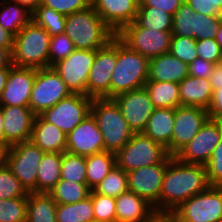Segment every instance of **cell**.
Returning a JSON list of instances; mask_svg holds the SVG:
<instances>
[{
    "instance_id": "obj_1",
    "label": "cell",
    "mask_w": 222,
    "mask_h": 222,
    "mask_svg": "<svg viewBox=\"0 0 222 222\" xmlns=\"http://www.w3.org/2000/svg\"><path fill=\"white\" fill-rule=\"evenodd\" d=\"M209 187L205 165L183 163L170 156L159 197V213H171L181 203Z\"/></svg>"
},
{
    "instance_id": "obj_2",
    "label": "cell",
    "mask_w": 222,
    "mask_h": 222,
    "mask_svg": "<svg viewBox=\"0 0 222 222\" xmlns=\"http://www.w3.org/2000/svg\"><path fill=\"white\" fill-rule=\"evenodd\" d=\"M64 33L81 50L101 49L116 36L92 5L66 16Z\"/></svg>"
},
{
    "instance_id": "obj_3",
    "label": "cell",
    "mask_w": 222,
    "mask_h": 222,
    "mask_svg": "<svg viewBox=\"0 0 222 222\" xmlns=\"http://www.w3.org/2000/svg\"><path fill=\"white\" fill-rule=\"evenodd\" d=\"M50 39L47 31L31 20L14 36L12 65L34 69L48 68Z\"/></svg>"
},
{
    "instance_id": "obj_4",
    "label": "cell",
    "mask_w": 222,
    "mask_h": 222,
    "mask_svg": "<svg viewBox=\"0 0 222 222\" xmlns=\"http://www.w3.org/2000/svg\"><path fill=\"white\" fill-rule=\"evenodd\" d=\"M91 114L102 133L105 151L116 154L134 134L113 99L94 98Z\"/></svg>"
},
{
    "instance_id": "obj_5",
    "label": "cell",
    "mask_w": 222,
    "mask_h": 222,
    "mask_svg": "<svg viewBox=\"0 0 222 222\" xmlns=\"http://www.w3.org/2000/svg\"><path fill=\"white\" fill-rule=\"evenodd\" d=\"M148 70L149 59L129 49L117 38V62L111 78V99L144 87Z\"/></svg>"
},
{
    "instance_id": "obj_6",
    "label": "cell",
    "mask_w": 222,
    "mask_h": 222,
    "mask_svg": "<svg viewBox=\"0 0 222 222\" xmlns=\"http://www.w3.org/2000/svg\"><path fill=\"white\" fill-rule=\"evenodd\" d=\"M167 149L143 133H134L129 142L116 153V165L126 172L162 163Z\"/></svg>"
},
{
    "instance_id": "obj_7",
    "label": "cell",
    "mask_w": 222,
    "mask_h": 222,
    "mask_svg": "<svg viewBox=\"0 0 222 222\" xmlns=\"http://www.w3.org/2000/svg\"><path fill=\"white\" fill-rule=\"evenodd\" d=\"M116 37L129 49L151 59L170 52L172 31L140 27L134 21L123 26Z\"/></svg>"
},
{
    "instance_id": "obj_8",
    "label": "cell",
    "mask_w": 222,
    "mask_h": 222,
    "mask_svg": "<svg viewBox=\"0 0 222 222\" xmlns=\"http://www.w3.org/2000/svg\"><path fill=\"white\" fill-rule=\"evenodd\" d=\"M171 214L178 222H222V187L210 186L181 203Z\"/></svg>"
},
{
    "instance_id": "obj_9",
    "label": "cell",
    "mask_w": 222,
    "mask_h": 222,
    "mask_svg": "<svg viewBox=\"0 0 222 222\" xmlns=\"http://www.w3.org/2000/svg\"><path fill=\"white\" fill-rule=\"evenodd\" d=\"M44 153L31 140L9 147L6 165L28 192L37 193V169Z\"/></svg>"
},
{
    "instance_id": "obj_10",
    "label": "cell",
    "mask_w": 222,
    "mask_h": 222,
    "mask_svg": "<svg viewBox=\"0 0 222 222\" xmlns=\"http://www.w3.org/2000/svg\"><path fill=\"white\" fill-rule=\"evenodd\" d=\"M71 94L60 75L52 68L35 69L29 107L35 115L55 106Z\"/></svg>"
},
{
    "instance_id": "obj_11",
    "label": "cell",
    "mask_w": 222,
    "mask_h": 222,
    "mask_svg": "<svg viewBox=\"0 0 222 222\" xmlns=\"http://www.w3.org/2000/svg\"><path fill=\"white\" fill-rule=\"evenodd\" d=\"M93 98L80 93H71L55 106L44 110L40 116L68 135L79 123L91 114Z\"/></svg>"
},
{
    "instance_id": "obj_12",
    "label": "cell",
    "mask_w": 222,
    "mask_h": 222,
    "mask_svg": "<svg viewBox=\"0 0 222 222\" xmlns=\"http://www.w3.org/2000/svg\"><path fill=\"white\" fill-rule=\"evenodd\" d=\"M116 62L117 37L115 36L105 47L96 50V56L88 76V97L111 99V78Z\"/></svg>"
},
{
    "instance_id": "obj_13",
    "label": "cell",
    "mask_w": 222,
    "mask_h": 222,
    "mask_svg": "<svg viewBox=\"0 0 222 222\" xmlns=\"http://www.w3.org/2000/svg\"><path fill=\"white\" fill-rule=\"evenodd\" d=\"M95 56L96 50L75 49L52 68L60 75L71 93L87 95L88 76Z\"/></svg>"
},
{
    "instance_id": "obj_14",
    "label": "cell",
    "mask_w": 222,
    "mask_h": 222,
    "mask_svg": "<svg viewBox=\"0 0 222 222\" xmlns=\"http://www.w3.org/2000/svg\"><path fill=\"white\" fill-rule=\"evenodd\" d=\"M222 137V120L208 119L192 140L174 157L187 164L206 165Z\"/></svg>"
},
{
    "instance_id": "obj_15",
    "label": "cell",
    "mask_w": 222,
    "mask_h": 222,
    "mask_svg": "<svg viewBox=\"0 0 222 222\" xmlns=\"http://www.w3.org/2000/svg\"><path fill=\"white\" fill-rule=\"evenodd\" d=\"M170 155L160 164L144 166L128 174V190L150 203L159 213V197Z\"/></svg>"
},
{
    "instance_id": "obj_16",
    "label": "cell",
    "mask_w": 222,
    "mask_h": 222,
    "mask_svg": "<svg viewBox=\"0 0 222 222\" xmlns=\"http://www.w3.org/2000/svg\"><path fill=\"white\" fill-rule=\"evenodd\" d=\"M113 100L134 133H142L155 107L145 87L122 93Z\"/></svg>"
},
{
    "instance_id": "obj_17",
    "label": "cell",
    "mask_w": 222,
    "mask_h": 222,
    "mask_svg": "<svg viewBox=\"0 0 222 222\" xmlns=\"http://www.w3.org/2000/svg\"><path fill=\"white\" fill-rule=\"evenodd\" d=\"M209 119L205 108L179 106L175 108L174 125L171 139V156H175Z\"/></svg>"
},
{
    "instance_id": "obj_18",
    "label": "cell",
    "mask_w": 222,
    "mask_h": 222,
    "mask_svg": "<svg viewBox=\"0 0 222 222\" xmlns=\"http://www.w3.org/2000/svg\"><path fill=\"white\" fill-rule=\"evenodd\" d=\"M66 151L81 156L105 151L102 133L92 114L66 135Z\"/></svg>"
},
{
    "instance_id": "obj_19",
    "label": "cell",
    "mask_w": 222,
    "mask_h": 222,
    "mask_svg": "<svg viewBox=\"0 0 222 222\" xmlns=\"http://www.w3.org/2000/svg\"><path fill=\"white\" fill-rule=\"evenodd\" d=\"M35 69L12 66L0 95V106L29 107Z\"/></svg>"
},
{
    "instance_id": "obj_20",
    "label": "cell",
    "mask_w": 222,
    "mask_h": 222,
    "mask_svg": "<svg viewBox=\"0 0 222 222\" xmlns=\"http://www.w3.org/2000/svg\"><path fill=\"white\" fill-rule=\"evenodd\" d=\"M4 117L5 145L9 147L31 138L36 115L30 107L1 106Z\"/></svg>"
},
{
    "instance_id": "obj_21",
    "label": "cell",
    "mask_w": 222,
    "mask_h": 222,
    "mask_svg": "<svg viewBox=\"0 0 222 222\" xmlns=\"http://www.w3.org/2000/svg\"><path fill=\"white\" fill-rule=\"evenodd\" d=\"M91 5L102 20L117 33L123 26L135 21L139 0H91Z\"/></svg>"
},
{
    "instance_id": "obj_22",
    "label": "cell",
    "mask_w": 222,
    "mask_h": 222,
    "mask_svg": "<svg viewBox=\"0 0 222 222\" xmlns=\"http://www.w3.org/2000/svg\"><path fill=\"white\" fill-rule=\"evenodd\" d=\"M116 222H149L154 207L136 193L127 191L115 198Z\"/></svg>"
},
{
    "instance_id": "obj_23",
    "label": "cell",
    "mask_w": 222,
    "mask_h": 222,
    "mask_svg": "<svg viewBox=\"0 0 222 222\" xmlns=\"http://www.w3.org/2000/svg\"><path fill=\"white\" fill-rule=\"evenodd\" d=\"M189 76L188 64L171 53L162 54L149 59L147 81L180 83Z\"/></svg>"
},
{
    "instance_id": "obj_24",
    "label": "cell",
    "mask_w": 222,
    "mask_h": 222,
    "mask_svg": "<svg viewBox=\"0 0 222 222\" xmlns=\"http://www.w3.org/2000/svg\"><path fill=\"white\" fill-rule=\"evenodd\" d=\"M30 140L45 153L66 151V134L40 115L35 117Z\"/></svg>"
},
{
    "instance_id": "obj_25",
    "label": "cell",
    "mask_w": 222,
    "mask_h": 222,
    "mask_svg": "<svg viewBox=\"0 0 222 222\" xmlns=\"http://www.w3.org/2000/svg\"><path fill=\"white\" fill-rule=\"evenodd\" d=\"M174 117L175 109L173 108H155L142 132L153 141L162 144L170 156Z\"/></svg>"
},
{
    "instance_id": "obj_26",
    "label": "cell",
    "mask_w": 222,
    "mask_h": 222,
    "mask_svg": "<svg viewBox=\"0 0 222 222\" xmlns=\"http://www.w3.org/2000/svg\"><path fill=\"white\" fill-rule=\"evenodd\" d=\"M181 106L208 109L213 96V88L206 78L187 76L179 83Z\"/></svg>"
},
{
    "instance_id": "obj_27",
    "label": "cell",
    "mask_w": 222,
    "mask_h": 222,
    "mask_svg": "<svg viewBox=\"0 0 222 222\" xmlns=\"http://www.w3.org/2000/svg\"><path fill=\"white\" fill-rule=\"evenodd\" d=\"M62 153H44L37 169V193H49L61 179Z\"/></svg>"
},
{
    "instance_id": "obj_28",
    "label": "cell",
    "mask_w": 222,
    "mask_h": 222,
    "mask_svg": "<svg viewBox=\"0 0 222 222\" xmlns=\"http://www.w3.org/2000/svg\"><path fill=\"white\" fill-rule=\"evenodd\" d=\"M144 87L155 108L175 109L181 106L178 83L147 81Z\"/></svg>"
},
{
    "instance_id": "obj_29",
    "label": "cell",
    "mask_w": 222,
    "mask_h": 222,
    "mask_svg": "<svg viewBox=\"0 0 222 222\" xmlns=\"http://www.w3.org/2000/svg\"><path fill=\"white\" fill-rule=\"evenodd\" d=\"M56 207L49 193L29 192L26 222H56Z\"/></svg>"
},
{
    "instance_id": "obj_30",
    "label": "cell",
    "mask_w": 222,
    "mask_h": 222,
    "mask_svg": "<svg viewBox=\"0 0 222 222\" xmlns=\"http://www.w3.org/2000/svg\"><path fill=\"white\" fill-rule=\"evenodd\" d=\"M116 165V154L103 151L86 156V181L88 187L93 190Z\"/></svg>"
},
{
    "instance_id": "obj_31",
    "label": "cell",
    "mask_w": 222,
    "mask_h": 222,
    "mask_svg": "<svg viewBox=\"0 0 222 222\" xmlns=\"http://www.w3.org/2000/svg\"><path fill=\"white\" fill-rule=\"evenodd\" d=\"M32 13L11 0L0 3V25L16 36L31 21Z\"/></svg>"
},
{
    "instance_id": "obj_32",
    "label": "cell",
    "mask_w": 222,
    "mask_h": 222,
    "mask_svg": "<svg viewBox=\"0 0 222 222\" xmlns=\"http://www.w3.org/2000/svg\"><path fill=\"white\" fill-rule=\"evenodd\" d=\"M90 192L87 183L60 179L49 194L57 204H72L86 199Z\"/></svg>"
},
{
    "instance_id": "obj_33",
    "label": "cell",
    "mask_w": 222,
    "mask_h": 222,
    "mask_svg": "<svg viewBox=\"0 0 222 222\" xmlns=\"http://www.w3.org/2000/svg\"><path fill=\"white\" fill-rule=\"evenodd\" d=\"M56 222H95L91 196L72 204H57Z\"/></svg>"
},
{
    "instance_id": "obj_34",
    "label": "cell",
    "mask_w": 222,
    "mask_h": 222,
    "mask_svg": "<svg viewBox=\"0 0 222 222\" xmlns=\"http://www.w3.org/2000/svg\"><path fill=\"white\" fill-rule=\"evenodd\" d=\"M135 22L148 29L172 31L173 16L157 7L139 6Z\"/></svg>"
},
{
    "instance_id": "obj_35",
    "label": "cell",
    "mask_w": 222,
    "mask_h": 222,
    "mask_svg": "<svg viewBox=\"0 0 222 222\" xmlns=\"http://www.w3.org/2000/svg\"><path fill=\"white\" fill-rule=\"evenodd\" d=\"M31 20L42 26L50 37L64 33L66 16L48 6L40 4L32 12Z\"/></svg>"
},
{
    "instance_id": "obj_36",
    "label": "cell",
    "mask_w": 222,
    "mask_h": 222,
    "mask_svg": "<svg viewBox=\"0 0 222 222\" xmlns=\"http://www.w3.org/2000/svg\"><path fill=\"white\" fill-rule=\"evenodd\" d=\"M128 174L115 165L109 174L93 189L104 196L119 197L128 191Z\"/></svg>"
},
{
    "instance_id": "obj_37",
    "label": "cell",
    "mask_w": 222,
    "mask_h": 222,
    "mask_svg": "<svg viewBox=\"0 0 222 222\" xmlns=\"http://www.w3.org/2000/svg\"><path fill=\"white\" fill-rule=\"evenodd\" d=\"M60 176L63 180L87 183L86 156L72 154L68 151L63 152Z\"/></svg>"
},
{
    "instance_id": "obj_38",
    "label": "cell",
    "mask_w": 222,
    "mask_h": 222,
    "mask_svg": "<svg viewBox=\"0 0 222 222\" xmlns=\"http://www.w3.org/2000/svg\"><path fill=\"white\" fill-rule=\"evenodd\" d=\"M27 197L0 199V222H26Z\"/></svg>"
},
{
    "instance_id": "obj_39",
    "label": "cell",
    "mask_w": 222,
    "mask_h": 222,
    "mask_svg": "<svg viewBox=\"0 0 222 222\" xmlns=\"http://www.w3.org/2000/svg\"><path fill=\"white\" fill-rule=\"evenodd\" d=\"M194 10L184 2L173 15L172 35L194 38Z\"/></svg>"
},
{
    "instance_id": "obj_40",
    "label": "cell",
    "mask_w": 222,
    "mask_h": 222,
    "mask_svg": "<svg viewBox=\"0 0 222 222\" xmlns=\"http://www.w3.org/2000/svg\"><path fill=\"white\" fill-rule=\"evenodd\" d=\"M29 192L6 166L0 168V199L27 197Z\"/></svg>"
},
{
    "instance_id": "obj_41",
    "label": "cell",
    "mask_w": 222,
    "mask_h": 222,
    "mask_svg": "<svg viewBox=\"0 0 222 222\" xmlns=\"http://www.w3.org/2000/svg\"><path fill=\"white\" fill-rule=\"evenodd\" d=\"M95 222H116L115 197L104 196L91 190Z\"/></svg>"
},
{
    "instance_id": "obj_42",
    "label": "cell",
    "mask_w": 222,
    "mask_h": 222,
    "mask_svg": "<svg viewBox=\"0 0 222 222\" xmlns=\"http://www.w3.org/2000/svg\"><path fill=\"white\" fill-rule=\"evenodd\" d=\"M196 43L192 37L172 35L169 53L189 65L198 57Z\"/></svg>"
},
{
    "instance_id": "obj_43",
    "label": "cell",
    "mask_w": 222,
    "mask_h": 222,
    "mask_svg": "<svg viewBox=\"0 0 222 222\" xmlns=\"http://www.w3.org/2000/svg\"><path fill=\"white\" fill-rule=\"evenodd\" d=\"M194 39L196 41L206 38H214L219 29L222 17L220 16H207L198 12H194Z\"/></svg>"
},
{
    "instance_id": "obj_44",
    "label": "cell",
    "mask_w": 222,
    "mask_h": 222,
    "mask_svg": "<svg viewBox=\"0 0 222 222\" xmlns=\"http://www.w3.org/2000/svg\"><path fill=\"white\" fill-rule=\"evenodd\" d=\"M75 50L71 39L65 34L51 37L49 46V67L65 59Z\"/></svg>"
},
{
    "instance_id": "obj_45",
    "label": "cell",
    "mask_w": 222,
    "mask_h": 222,
    "mask_svg": "<svg viewBox=\"0 0 222 222\" xmlns=\"http://www.w3.org/2000/svg\"><path fill=\"white\" fill-rule=\"evenodd\" d=\"M205 166L210 186L222 187V137Z\"/></svg>"
},
{
    "instance_id": "obj_46",
    "label": "cell",
    "mask_w": 222,
    "mask_h": 222,
    "mask_svg": "<svg viewBox=\"0 0 222 222\" xmlns=\"http://www.w3.org/2000/svg\"><path fill=\"white\" fill-rule=\"evenodd\" d=\"M198 57L215 65L222 62V51L215 38H206L196 43Z\"/></svg>"
},
{
    "instance_id": "obj_47",
    "label": "cell",
    "mask_w": 222,
    "mask_h": 222,
    "mask_svg": "<svg viewBox=\"0 0 222 222\" xmlns=\"http://www.w3.org/2000/svg\"><path fill=\"white\" fill-rule=\"evenodd\" d=\"M41 5L55 9L58 13L68 16L74 12L87 9L91 0H42Z\"/></svg>"
},
{
    "instance_id": "obj_48",
    "label": "cell",
    "mask_w": 222,
    "mask_h": 222,
    "mask_svg": "<svg viewBox=\"0 0 222 222\" xmlns=\"http://www.w3.org/2000/svg\"><path fill=\"white\" fill-rule=\"evenodd\" d=\"M195 11L207 16L222 17V0H185Z\"/></svg>"
},
{
    "instance_id": "obj_49",
    "label": "cell",
    "mask_w": 222,
    "mask_h": 222,
    "mask_svg": "<svg viewBox=\"0 0 222 222\" xmlns=\"http://www.w3.org/2000/svg\"><path fill=\"white\" fill-rule=\"evenodd\" d=\"M214 66L215 64L197 57L188 65L189 75L197 78L209 79L213 73Z\"/></svg>"
},
{
    "instance_id": "obj_50",
    "label": "cell",
    "mask_w": 222,
    "mask_h": 222,
    "mask_svg": "<svg viewBox=\"0 0 222 222\" xmlns=\"http://www.w3.org/2000/svg\"><path fill=\"white\" fill-rule=\"evenodd\" d=\"M184 0H139V6H153L165 10L172 16Z\"/></svg>"
},
{
    "instance_id": "obj_51",
    "label": "cell",
    "mask_w": 222,
    "mask_h": 222,
    "mask_svg": "<svg viewBox=\"0 0 222 222\" xmlns=\"http://www.w3.org/2000/svg\"><path fill=\"white\" fill-rule=\"evenodd\" d=\"M207 111L209 119L222 120V87L213 91L211 103Z\"/></svg>"
},
{
    "instance_id": "obj_52",
    "label": "cell",
    "mask_w": 222,
    "mask_h": 222,
    "mask_svg": "<svg viewBox=\"0 0 222 222\" xmlns=\"http://www.w3.org/2000/svg\"><path fill=\"white\" fill-rule=\"evenodd\" d=\"M0 47L8 49L11 53L14 48V35L0 25Z\"/></svg>"
},
{
    "instance_id": "obj_53",
    "label": "cell",
    "mask_w": 222,
    "mask_h": 222,
    "mask_svg": "<svg viewBox=\"0 0 222 222\" xmlns=\"http://www.w3.org/2000/svg\"><path fill=\"white\" fill-rule=\"evenodd\" d=\"M209 82L212 85L213 90L222 87V62L214 66Z\"/></svg>"
},
{
    "instance_id": "obj_54",
    "label": "cell",
    "mask_w": 222,
    "mask_h": 222,
    "mask_svg": "<svg viewBox=\"0 0 222 222\" xmlns=\"http://www.w3.org/2000/svg\"><path fill=\"white\" fill-rule=\"evenodd\" d=\"M12 55L8 49L0 47V68H11Z\"/></svg>"
},
{
    "instance_id": "obj_55",
    "label": "cell",
    "mask_w": 222,
    "mask_h": 222,
    "mask_svg": "<svg viewBox=\"0 0 222 222\" xmlns=\"http://www.w3.org/2000/svg\"><path fill=\"white\" fill-rule=\"evenodd\" d=\"M149 222H178L171 213H156Z\"/></svg>"
},
{
    "instance_id": "obj_56",
    "label": "cell",
    "mask_w": 222,
    "mask_h": 222,
    "mask_svg": "<svg viewBox=\"0 0 222 222\" xmlns=\"http://www.w3.org/2000/svg\"><path fill=\"white\" fill-rule=\"evenodd\" d=\"M25 7L31 13L41 4L42 0H11Z\"/></svg>"
},
{
    "instance_id": "obj_57",
    "label": "cell",
    "mask_w": 222,
    "mask_h": 222,
    "mask_svg": "<svg viewBox=\"0 0 222 222\" xmlns=\"http://www.w3.org/2000/svg\"><path fill=\"white\" fill-rule=\"evenodd\" d=\"M9 146L0 144V168L6 166Z\"/></svg>"
},
{
    "instance_id": "obj_58",
    "label": "cell",
    "mask_w": 222,
    "mask_h": 222,
    "mask_svg": "<svg viewBox=\"0 0 222 222\" xmlns=\"http://www.w3.org/2000/svg\"><path fill=\"white\" fill-rule=\"evenodd\" d=\"M9 70L10 68H0V95L6 86Z\"/></svg>"
},
{
    "instance_id": "obj_59",
    "label": "cell",
    "mask_w": 222,
    "mask_h": 222,
    "mask_svg": "<svg viewBox=\"0 0 222 222\" xmlns=\"http://www.w3.org/2000/svg\"><path fill=\"white\" fill-rule=\"evenodd\" d=\"M3 121H4V117L2 113V108L0 106V144H5V133L3 129Z\"/></svg>"
},
{
    "instance_id": "obj_60",
    "label": "cell",
    "mask_w": 222,
    "mask_h": 222,
    "mask_svg": "<svg viewBox=\"0 0 222 222\" xmlns=\"http://www.w3.org/2000/svg\"><path fill=\"white\" fill-rule=\"evenodd\" d=\"M214 38L216 39V41L219 44L221 51H222V22L220 23L219 29L216 32Z\"/></svg>"
}]
</instances>
